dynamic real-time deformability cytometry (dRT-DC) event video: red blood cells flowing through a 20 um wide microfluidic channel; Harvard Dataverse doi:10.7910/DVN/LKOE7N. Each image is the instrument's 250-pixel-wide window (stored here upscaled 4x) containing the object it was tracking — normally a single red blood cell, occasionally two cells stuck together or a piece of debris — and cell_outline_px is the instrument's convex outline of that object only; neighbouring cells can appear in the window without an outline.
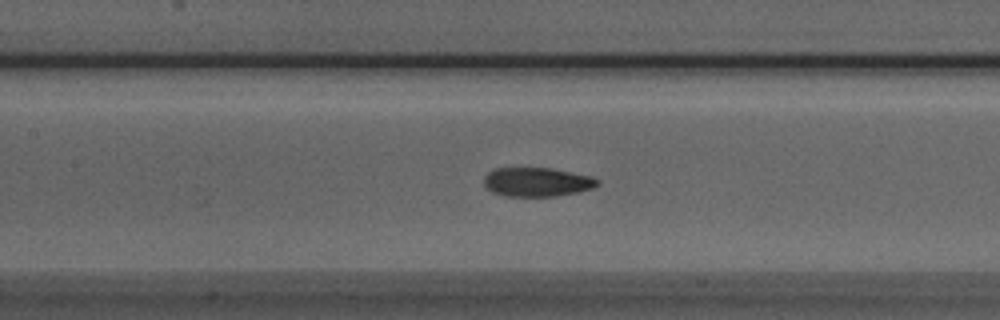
{"species": "Egyptian fruit bat (a non-hibernating species)", "species_latin": "Rousettus aegyptiacus", "temperature_condition": "room temperature", "stored_images_in_passage": 40, "camera_frame_rate_fps": 3000, "um_per_image_px": 0.085, "animal": {"sex": "male"}, "frame": {"image": 1, "passage_image": 10, "time_ms": 3.0, "image_size_px": [1000, 320], "cell_outline_px": [[600, 184], [592, 188], [576, 192], [556, 196], [504, 196], [492, 192], [484, 188], [484, 176], [488, 172], [496, 168], [548, 168], [592, 176], [600, 180]], "centroid_in_image_um": [45.62, 15.47], "position_along_channel_um": 161.8, "area_um2": 19.25}}
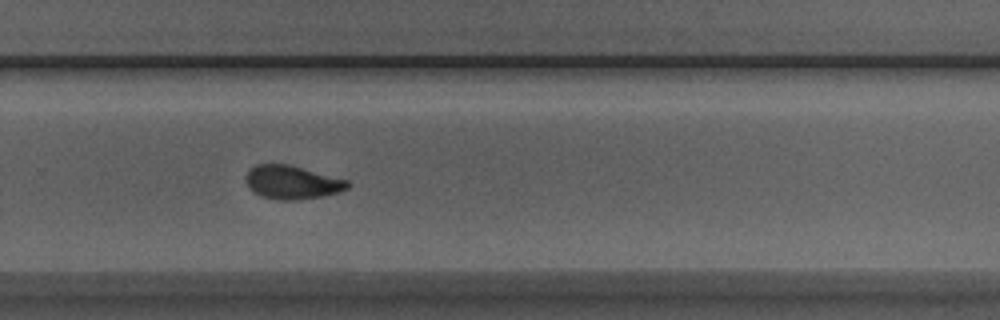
{"frame": {"image": 2, "passage_image": 21, "time_ms": 6.667, "image_size_px": [1000, 320], "cell_outline_px": [[348, 188], [340, 192], [324, 196], [296, 200], [276, 200], [260, 196], [248, 184], [244, 176], [248, 168], [256, 164], [288, 164], [348, 180]], "centroid_in_image_um": [24.81, 15.49], "position_along_channel_um": 305.0, "area_um2": 19.88}}
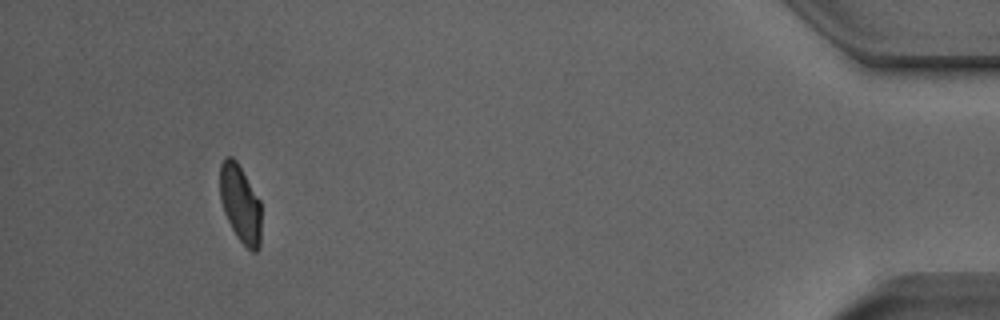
{"frame": {"image": 3, "passage_image": 35, "time_ms": 11.333, "image_size_px": [1000, 320], "cell_outline_px": [[260, 244], [256, 252], [252, 252], [236, 236], [224, 212], [220, 200], [220, 164], [224, 156], [232, 156], [236, 160], [260, 200]], "centroid_in_image_um": [20.41, 17.29], "position_along_channel_um": 414.8, "area_um2": 18.61}, "authors_computed_cell_mechanics": {"area_um2": 19.7387, "velocity_mm_per_s": 3.9245, "shape_relaxation_time_tau1_ms": 6.8536, "shape_relaxation_time_tau2_ms": 1.4115, "deformation_change_tau1": 0.1836, "deformation_change_tau2": 0.0552}}